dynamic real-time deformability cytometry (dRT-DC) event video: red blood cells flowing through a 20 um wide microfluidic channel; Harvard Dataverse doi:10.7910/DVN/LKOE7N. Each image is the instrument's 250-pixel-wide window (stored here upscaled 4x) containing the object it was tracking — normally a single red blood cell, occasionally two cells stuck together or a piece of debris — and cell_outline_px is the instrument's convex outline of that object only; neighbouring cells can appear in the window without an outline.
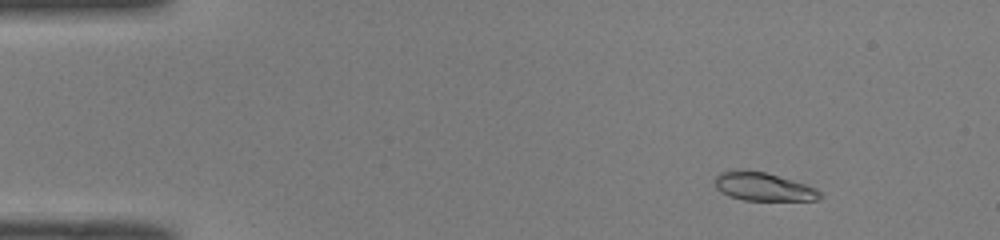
{"species": "common noctule bat (a hibernating species)", "species_latin": "Nyctalus noctula", "temperature_condition": "room temperature", "stored_images_in_passage": 16, "camera_frame_rate_fps": 3000, "um_per_image_px": 0.085, "animal": {"sex": "male", "body_mass_g": 19.0, "forearm_length_mm": 50.8}, "frame": {"image": 1, "passage_image": 6, "time_ms": 1.667, "image_size_px": [1000, 240], "cell_outline_px": [[824, 196], [816, 200], [744, 200], [728, 196], [720, 192], [716, 188], [716, 176], [720, 172], [764, 172], [804, 184], [816, 188]], "centroid_in_image_um": [64.91, 15.91], "position_along_channel_um": 20.1, "area_um2": 16.7}}